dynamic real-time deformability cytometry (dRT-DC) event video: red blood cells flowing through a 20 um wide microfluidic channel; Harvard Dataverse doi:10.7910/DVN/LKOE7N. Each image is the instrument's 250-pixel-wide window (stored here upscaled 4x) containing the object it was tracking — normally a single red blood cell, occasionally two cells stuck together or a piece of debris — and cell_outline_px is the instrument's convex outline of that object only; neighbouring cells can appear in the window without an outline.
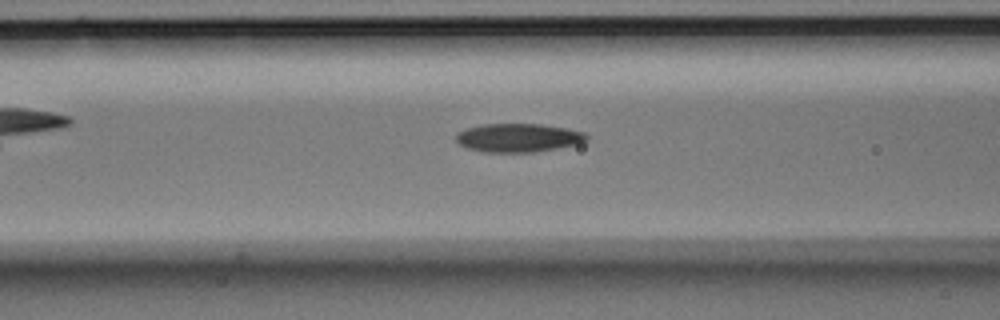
{"species": "Egyptian fruit bat (a non-hibernating species)", "species_latin": "Rousettus aegyptiacus", "temperature_condition": "room temperature", "stored_images_in_passage": 12, "camera_frame_rate_fps": 3000, "um_per_image_px": 0.085, "animal": {"sex": "male"}, "frame": {"image": 1, "passage_image": 10, "time_ms": 3.0, "image_size_px": [1000, 320], "cell_outline_px": [[588, 140], [580, 144], [532, 152], [484, 152], [468, 148], [460, 144], [456, 140], [456, 132], [468, 128], [484, 124], [540, 124], [564, 128], [584, 132], [588, 136]], "centroid_in_image_um": [44.06, 11.71], "position_along_channel_um": 122.5, "area_um2": 21.62}}